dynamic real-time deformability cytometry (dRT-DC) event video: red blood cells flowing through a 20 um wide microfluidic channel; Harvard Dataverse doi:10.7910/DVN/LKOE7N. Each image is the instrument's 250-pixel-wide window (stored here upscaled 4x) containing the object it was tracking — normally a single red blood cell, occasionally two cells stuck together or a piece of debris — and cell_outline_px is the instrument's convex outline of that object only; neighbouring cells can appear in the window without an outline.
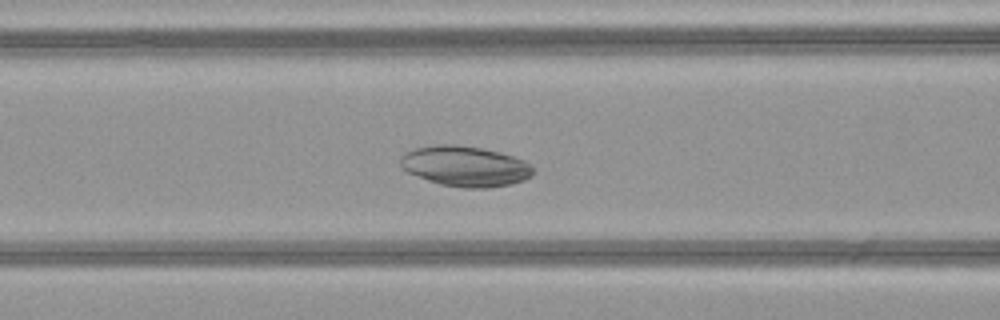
{"species": "common noctule bat (a hibernating species)", "species_latin": "Nyctalus noctula", "temperature_condition": "warm", "stored_images_in_passage": 42, "camera_frame_rate_fps": 3000, "um_per_image_px": 0.085, "animal": {"sex": "female", "body_mass_g": 21.9}, "frame": {"image": 1, "passage_image": 13, "time_ms": 4.0, "image_size_px": [1000, 320], "cell_outline_px": [[532, 176], [524, 180], [512, 184], [488, 188], [464, 188], [440, 184], [428, 180], [408, 172], [400, 168], [400, 156], [404, 152], [416, 148], [436, 144], [456, 144], [480, 148], [500, 152], [524, 160], [532, 168]], "centroid_in_image_um": [39.51, 14.13], "position_along_channel_um": 127.1, "area_um2": 31.33}}
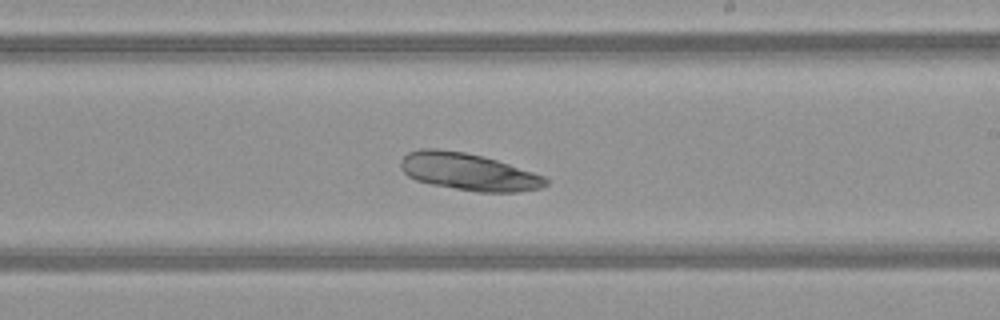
{"frame": {"image": 2, "passage_image": 22, "time_ms": 7.0, "image_size_px": [1000, 320], "cell_outline_px": [[548, 184], [544, 188], [516, 192], [476, 192], [432, 184], [416, 180], [408, 176], [400, 168], [400, 160], [408, 152], [420, 148], [436, 148], [464, 152], [484, 156], [544, 176], [548, 180]], "centroid_in_image_um": [39.8, 14.6], "position_along_channel_um": 249.2, "area_um2": 31.5}}
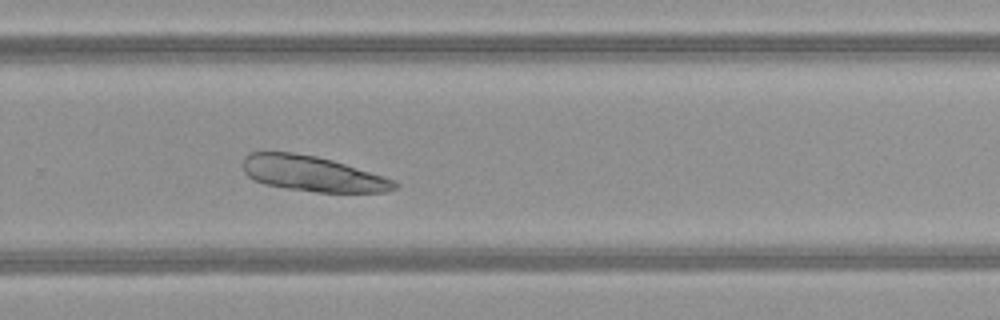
{"frame": {"image": 3, "passage_image": 26, "time_ms": 8.333, "image_size_px": [1000, 320], "cell_outline_px": [[400, 184], [396, 188], [388, 192], [316, 192], [284, 188], [264, 184], [248, 176], [244, 172], [244, 156], [252, 152], [292, 152], [316, 156], [332, 160], [384, 176], [396, 180]], "centroid_in_image_um": [26.6, 14.77], "position_along_channel_um": 303.2, "area_um2": 31.27}}